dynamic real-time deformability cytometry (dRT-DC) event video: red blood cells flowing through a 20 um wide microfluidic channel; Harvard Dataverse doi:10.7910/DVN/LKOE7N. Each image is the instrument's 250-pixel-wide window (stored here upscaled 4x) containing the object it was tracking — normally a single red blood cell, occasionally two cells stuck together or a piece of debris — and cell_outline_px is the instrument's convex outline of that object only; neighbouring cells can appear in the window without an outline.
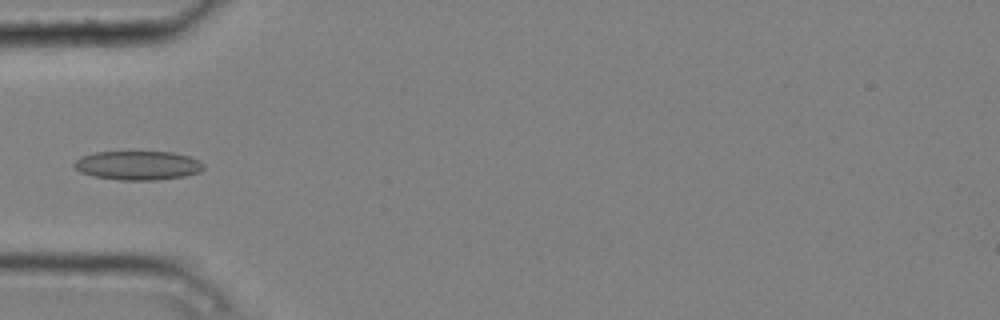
{"species": "common noctule bat (a hibernating species)", "species_latin": "Nyctalus noctula", "temperature_condition": "cold", "stored_images_in_passage": 5, "camera_frame_rate_fps": 3000, "um_per_image_px": 0.085, "animal": {"sex": "male", "body_mass_g": 20.4}, "frame": {"image": 1, "passage_image": 5, "time_ms": 1.333, "image_size_px": [1000, 320], "cell_outline_px": [[204, 168], [200, 172], [184, 176], [156, 180], [120, 180], [92, 176], [80, 172], [72, 164], [80, 156], [96, 152], [172, 152], [188, 156], [200, 160], [204, 164]], "centroid_in_image_um": [11.72, 14.06], "position_along_channel_um": 73.3, "area_um2": 21.96}}